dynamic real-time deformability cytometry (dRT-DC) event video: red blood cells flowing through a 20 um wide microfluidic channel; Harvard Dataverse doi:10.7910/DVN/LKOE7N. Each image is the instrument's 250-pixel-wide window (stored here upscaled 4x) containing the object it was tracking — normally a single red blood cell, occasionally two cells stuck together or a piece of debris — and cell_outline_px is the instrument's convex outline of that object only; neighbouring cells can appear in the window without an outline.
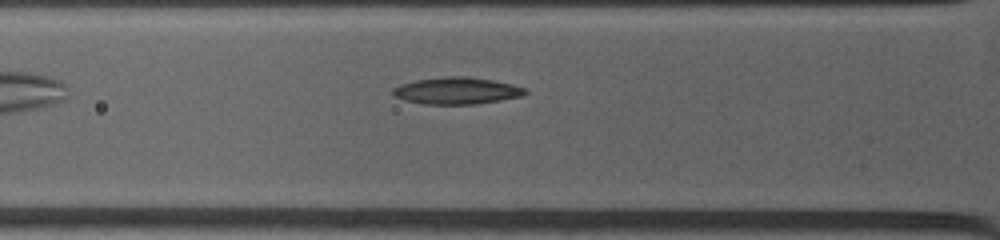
{"species": "common noctule bat (a hibernating species)", "species_latin": "Nyctalus noctula", "temperature_condition": "warm", "stored_images_in_passage": 5, "camera_frame_rate_fps": 4500, "um_per_image_px": 0.085, "animal": {"sex": "female", "body_mass_g": 19.0, "forearm_length_mm": 53.3}, "frame": {"image": 1, "passage_image": 4, "time_ms": 0.667, "image_size_px": [1000, 240], "cell_outline_px": [[528, 92], [524, 96], [476, 104], [424, 104], [404, 100], [392, 96], [392, 88], [400, 84], [416, 80], [448, 76], [468, 76], [492, 80], [512, 84], [524, 88]], "centroid_in_image_um": [38.8, 7.71], "position_along_channel_um": 87.0, "area_um2": 20.81}}